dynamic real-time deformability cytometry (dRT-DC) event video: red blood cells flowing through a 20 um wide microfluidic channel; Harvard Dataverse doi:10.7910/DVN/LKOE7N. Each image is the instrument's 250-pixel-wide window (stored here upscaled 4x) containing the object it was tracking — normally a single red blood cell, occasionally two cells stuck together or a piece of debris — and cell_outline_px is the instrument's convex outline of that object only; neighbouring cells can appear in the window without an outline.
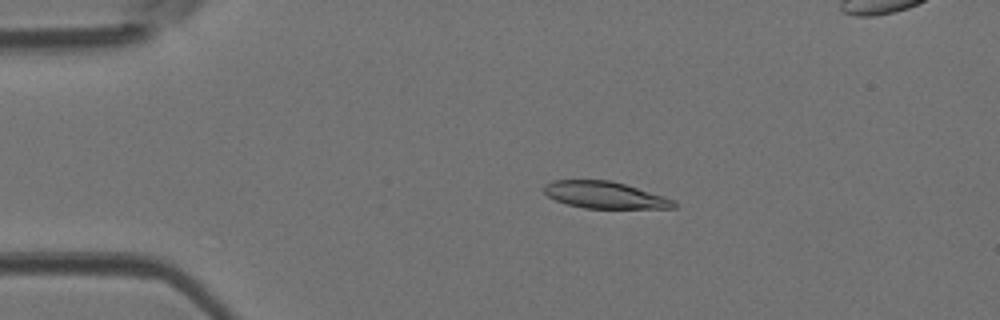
{"species": "Egyptian fruit bat (a non-hibernating species)", "species_latin": "Rousettus aegyptiacus", "temperature_condition": "room temperature", "stored_images_in_passage": 46, "segment_of_instrument_passage": [1, 2], "camera_frame_rate_fps": 3000, "um_per_image_px": 0.085, "animal": {"sex": "female"}, "frame": {"image": 1, "passage_image": 9, "time_ms": 2.667, "image_size_px": [1000, 320], "cell_outline_px": [[676, 208], [584, 208], [568, 204], [556, 200], [548, 196], [544, 192], [544, 184], [552, 180], [608, 180], [624, 184], [664, 196], [676, 200]], "centroid_in_image_um": [51.41, 16.57], "position_along_channel_um": 33.6, "area_um2": 20.17}}
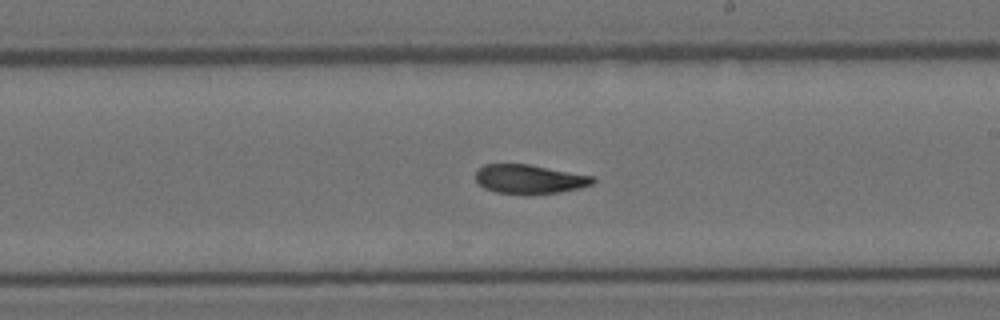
{"frame": {"image": 2, "passage_image": 26, "time_ms": 8.333, "image_size_px": [1000, 320], "cell_outline_px": [[596, 180], [592, 184], [580, 188], [560, 192], [528, 196], [524, 196], [496, 192], [484, 188], [476, 180], [476, 172], [484, 164], [528, 164], [596, 176]], "centroid_in_image_um": [45.04, 15.25], "position_along_channel_um": 244.0, "area_um2": 20.35}}
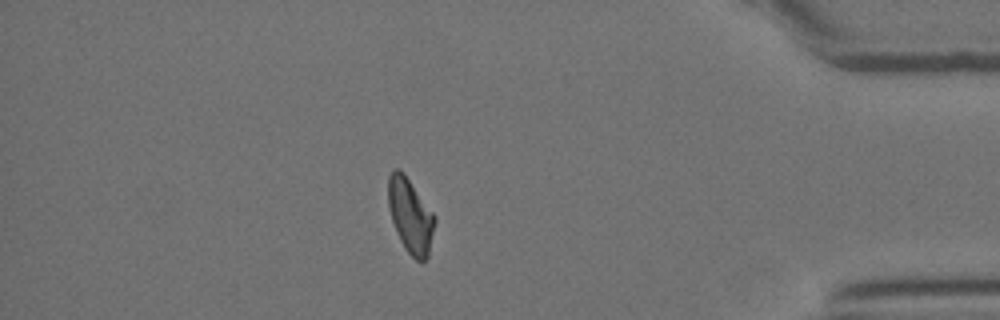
{"frame": {"image": 3, "passage_image": 39, "time_ms": 12.667, "image_size_px": [1000, 320], "cell_outline_px": [[436, 220], [428, 256], [424, 260], [416, 260], [408, 252], [400, 240], [396, 232], [392, 220], [388, 204], [388, 176], [392, 168], [400, 168], [436, 216]], "centroid_in_image_um": [34.87, 18.3], "position_along_channel_um": 400.3, "area_um2": 20.11}}